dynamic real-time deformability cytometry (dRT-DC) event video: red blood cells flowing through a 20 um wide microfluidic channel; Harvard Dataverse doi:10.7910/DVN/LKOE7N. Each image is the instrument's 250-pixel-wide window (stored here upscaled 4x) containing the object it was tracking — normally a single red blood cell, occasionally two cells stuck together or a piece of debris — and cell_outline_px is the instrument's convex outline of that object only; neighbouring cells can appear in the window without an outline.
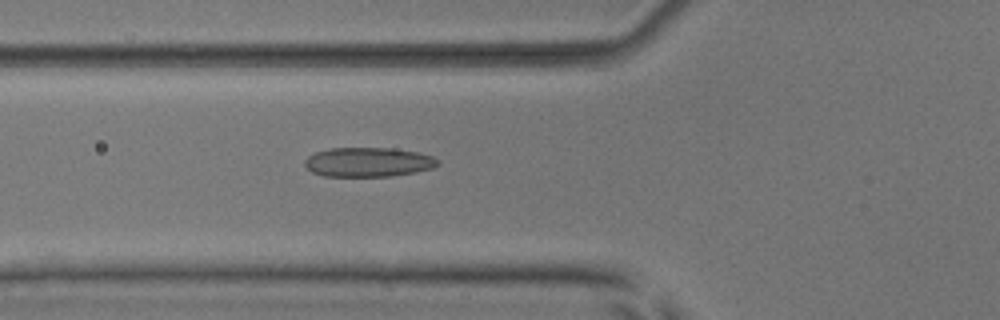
{"species": "common noctule bat (a hibernating species)", "species_latin": "Nyctalus noctula", "temperature_condition": "room temperature", "stored_images_in_passage": 36, "camera_frame_rate_fps": 3000, "um_per_image_px": 0.085, "animal": {"sex": "male", "body_mass_g": 17.9, "forearm_length_mm": 54.2}, "frame": {"image": 1, "passage_image": 4, "time_ms": 1.0, "image_size_px": [1000, 320], "cell_outline_px": [[440, 164], [432, 168], [416, 172], [392, 176], [324, 176], [312, 172], [304, 164], [304, 160], [308, 156], [316, 152], [332, 148], [392, 148], [416, 152], [432, 156], [440, 160]], "centroid_in_image_um": [31.32, 13.78], "position_along_channel_um": 94.5, "area_um2": 22.77}}
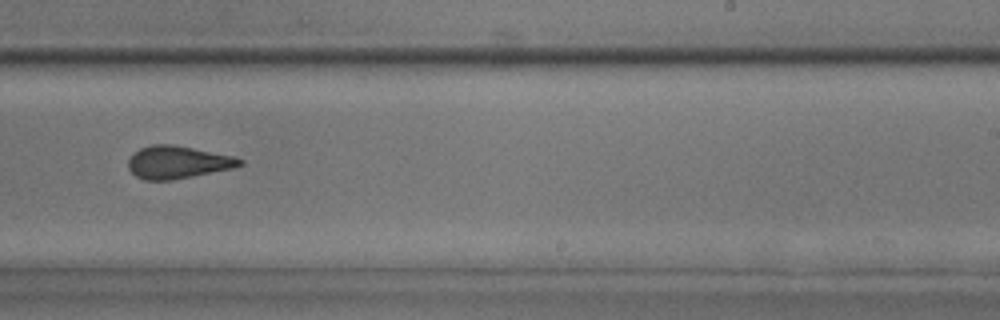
{"frame": {"image": 2, "passage_image": 18, "time_ms": 5.667, "image_size_px": [1000, 320], "cell_outline_px": [[244, 164], [232, 168], [192, 176], [168, 180], [144, 180], [136, 176], [128, 168], [128, 160], [132, 152], [140, 148], [152, 144], [172, 144], [236, 156], [244, 160]], "centroid_in_image_um": [15.09, 13.77], "position_along_channel_um": 273.9, "area_um2": 21.27}}
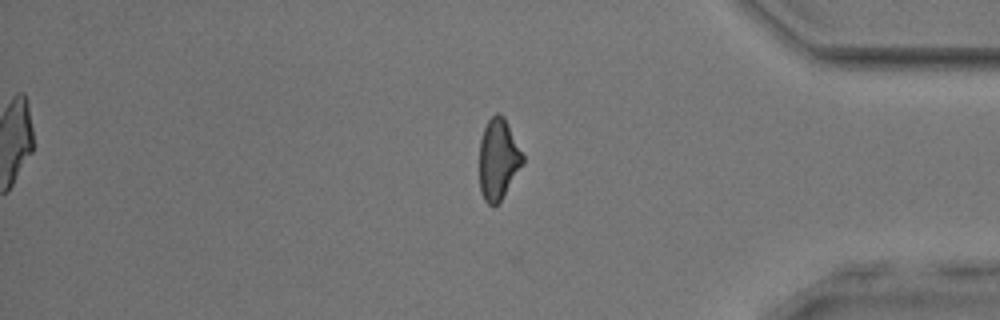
{"frame": {"image": 3, "passage_image": 29, "time_ms": 9.333, "image_size_px": [1000, 320], "cell_outline_px": [[524, 164], [500, 200], [492, 208], [484, 200], [480, 192], [480, 140], [484, 128], [488, 120], [496, 112], [500, 112], [504, 116], [524, 156]], "centroid_in_image_um": [42.35, 13.53], "position_along_channel_um": 392.8, "area_um2": 20.46}, "authors_computed_cell_mechanics": {"area_um2": 21.386, "velocity_mm_per_s": 3.8494, "shape_relaxation_time_tau1_ms": 11.0617, "shape_relaxation_time_tau2_ms": 1.9954, "deformation_change_tau1": 0.2417, "deformation_change_tau2": 0.0975}}